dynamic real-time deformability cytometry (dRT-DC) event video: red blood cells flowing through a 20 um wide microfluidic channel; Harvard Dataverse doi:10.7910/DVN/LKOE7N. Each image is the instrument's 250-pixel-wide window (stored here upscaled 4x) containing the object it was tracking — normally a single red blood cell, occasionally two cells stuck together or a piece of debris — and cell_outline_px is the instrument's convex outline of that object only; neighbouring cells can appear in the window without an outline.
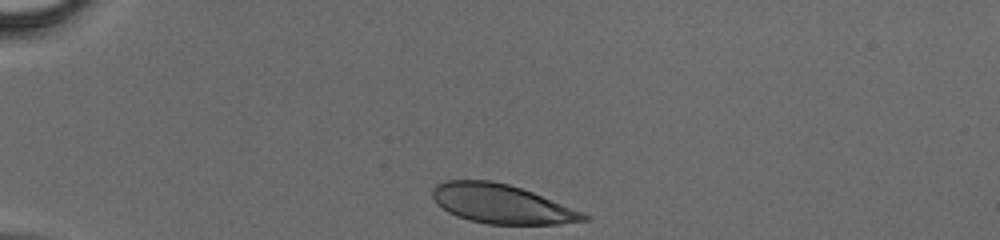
{"species": "human", "species_latin": "Homo sapiens", "temperature_condition": "cold", "stored_images_in_passage": 29, "camera_frame_rate_fps": 3000, "um_per_image_px": 0.085, "donor": {"sex": "male"}, "frame": {"image": 1, "passage_image": 1, "time_ms": 0.0, "image_size_px": [1000, 240], "cell_outline_px": [[592, 216], [588, 220], [560, 224], [488, 224], [456, 216], [448, 212], [436, 204], [432, 196], [432, 188], [436, 184], [444, 180], [488, 180], [508, 184], [532, 192], [584, 212]], "centroid_in_image_um": [42.63, 17.33], "position_along_channel_um": 42.4, "area_um2": 34.51}}
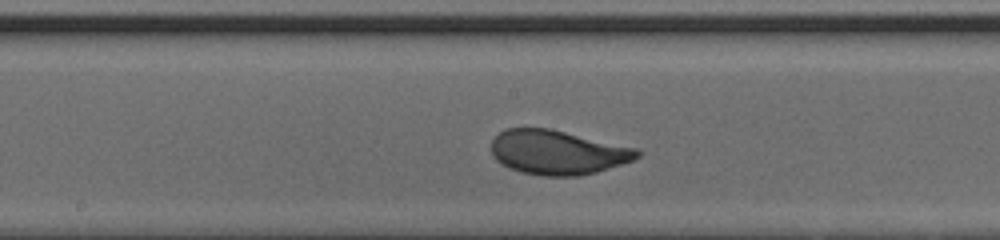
{"frame": {"image": 2, "passage_image": 15, "time_ms": 4.667, "image_size_px": [1000, 240], "cell_outline_px": [[644, 152], [640, 156], [632, 160], [596, 172], [580, 176], [544, 176], [520, 172], [508, 168], [496, 160], [492, 156], [492, 140], [504, 128], [552, 128], [640, 148]], "centroid_in_image_um": [47.43, 12.94], "position_along_channel_um": 200.8, "area_um2": 38.26}}
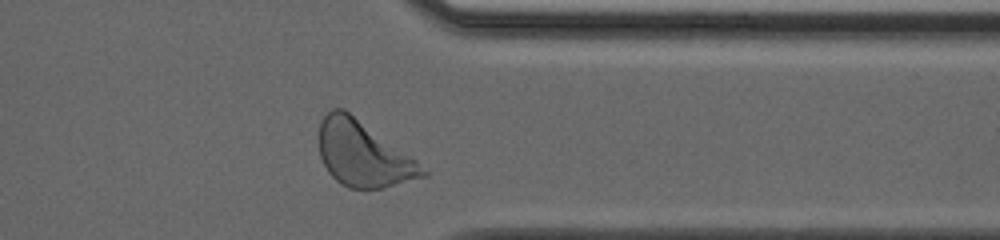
{"frame": {"image": 3, "passage_image": 27, "time_ms": 8.667, "image_size_px": [1000, 240], "cell_outline_px": [[428, 176], [380, 188], [348, 188], [340, 184], [328, 172], [320, 156], [320, 120], [332, 108], [344, 108], [412, 156], [428, 172]], "centroid_in_image_um": [30.87, 13.08], "position_along_channel_um": 380.5, "area_um2": 39.19}}